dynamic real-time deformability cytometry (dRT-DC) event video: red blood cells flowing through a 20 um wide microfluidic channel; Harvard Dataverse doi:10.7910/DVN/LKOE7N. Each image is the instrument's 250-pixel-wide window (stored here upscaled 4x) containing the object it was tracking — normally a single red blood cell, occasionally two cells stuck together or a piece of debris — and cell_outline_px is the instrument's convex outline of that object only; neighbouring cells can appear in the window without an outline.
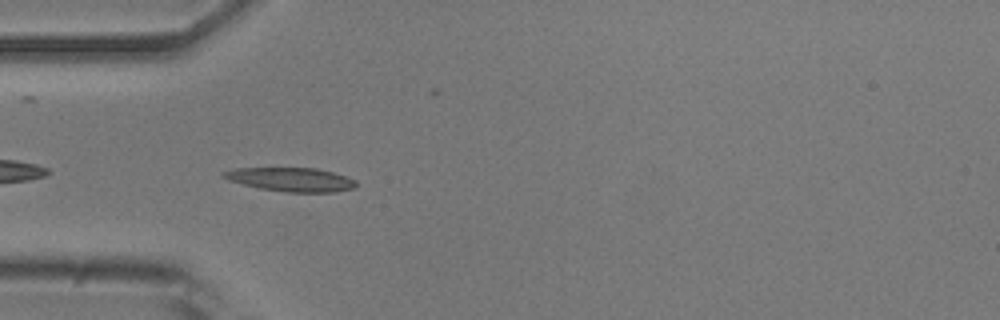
{"species": "common noctule bat (a hibernating species)", "species_latin": "Nyctalus noctula", "temperature_condition": "room temperature", "stored_images_in_passage": 39, "camera_frame_rate_fps": 3000, "um_per_image_px": 0.085, "animal": {"sex": "male", "body_mass_g": 20.5, "forearm_length_mm": 52.5}, "frame": {"image": 1, "passage_image": 2, "time_ms": 0.333, "image_size_px": [1000, 320], "cell_outline_px": [[356, 188], [336, 192], [284, 192], [260, 188], [228, 180], [220, 176], [220, 172], [236, 168], [316, 168], [332, 172], [356, 180]], "centroid_in_image_um": [24.72, 15.26], "position_along_channel_um": 60.3, "area_um2": 18.44}}
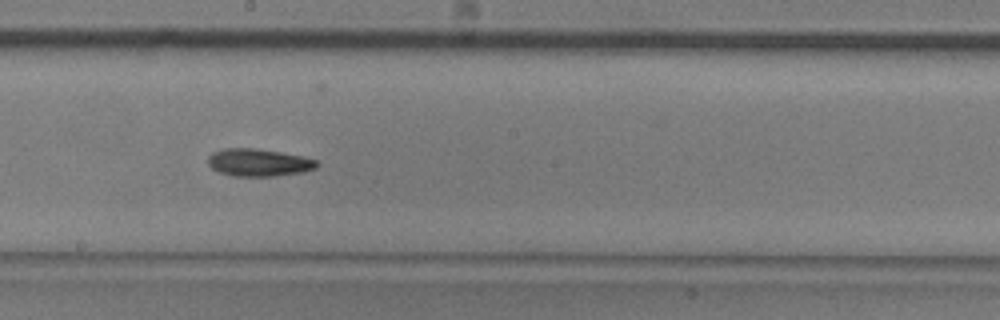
{"frame": {"image": 2, "passage_image": 15, "time_ms": 4.667, "image_size_px": [1000, 320], "cell_outline_px": [[320, 164], [316, 168], [300, 172], [276, 176], [232, 176], [220, 172], [212, 168], [208, 164], [208, 156], [212, 152], [224, 148], [256, 148], [280, 152], [300, 156], [316, 160]], "centroid_in_image_um": [21.96, 13.81], "position_along_channel_um": 226.2, "area_um2": 17.4}}
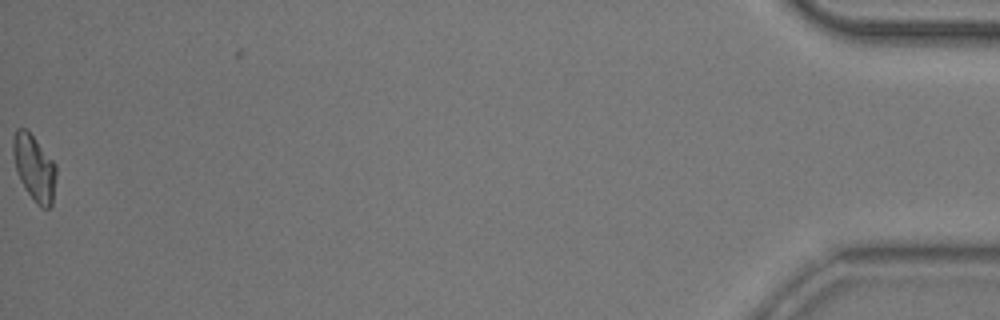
{"frame": {"image": 3, "passage_image": 39, "time_ms": 12.667, "image_size_px": [1000, 320], "cell_outline_px": [[56, 176], [52, 204], [48, 208], [44, 208], [36, 204], [24, 188], [16, 172], [12, 152], [12, 140], [16, 128], [24, 128], [32, 136], [56, 164]], "centroid_in_image_um": [2.89, 14.28], "position_along_channel_um": 432.3, "area_um2": 16.53}, "authors_computed_cell_mechanics": {"area_um2": 16.7042, "velocity_mm_per_s": 3.8509, "shape_relaxation_time_tau1_ms": 7.4314, "shape_relaxation_time_tau2_ms": null, "deformation_change_tau1": 0.2187, "deformation_change_tau2": null}}